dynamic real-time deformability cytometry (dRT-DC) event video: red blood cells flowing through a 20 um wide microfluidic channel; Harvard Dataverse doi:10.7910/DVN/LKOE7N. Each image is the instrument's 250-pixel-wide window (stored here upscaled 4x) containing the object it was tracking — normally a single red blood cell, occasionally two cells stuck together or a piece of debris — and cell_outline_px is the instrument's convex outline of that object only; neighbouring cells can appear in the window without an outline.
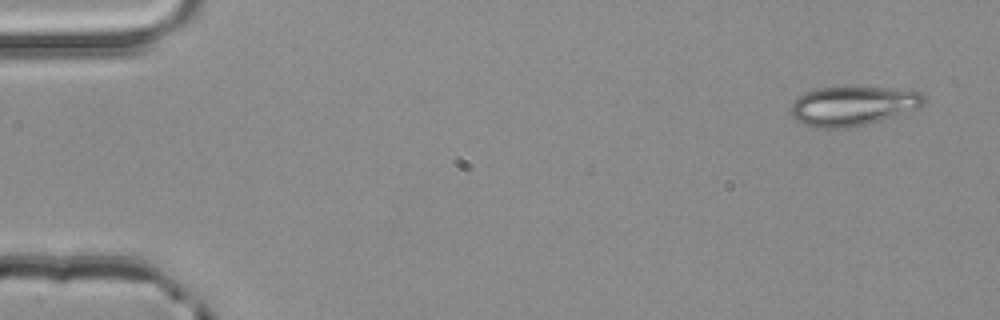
{"species": "common noctule bat (a hibernating species)", "species_latin": "Nyctalus noctula", "temperature_condition": "room temperature", "stored_images_in_passage": 5, "segment_of_instrument_passage": [1, 2], "camera_frame_rate_fps": 3000, "um_per_image_px": 0.085, "animal": {"sex": "male", "body_mass_g": 20.4}, "frame": {"image": 1, "passage_image": 1, "time_ms": 0.0, "image_size_px": [1000, 320], "cell_outline_px": [[924, 104], [916, 108], [856, 128], [816, 128], [792, 120], [788, 112], [792, 104], [804, 92], [820, 88], [848, 84], [900, 88], [920, 92], [924, 96]], "centroid_in_image_um": [72.44, 8.97], "position_along_channel_um": 12.6, "area_um2": 31.67}}